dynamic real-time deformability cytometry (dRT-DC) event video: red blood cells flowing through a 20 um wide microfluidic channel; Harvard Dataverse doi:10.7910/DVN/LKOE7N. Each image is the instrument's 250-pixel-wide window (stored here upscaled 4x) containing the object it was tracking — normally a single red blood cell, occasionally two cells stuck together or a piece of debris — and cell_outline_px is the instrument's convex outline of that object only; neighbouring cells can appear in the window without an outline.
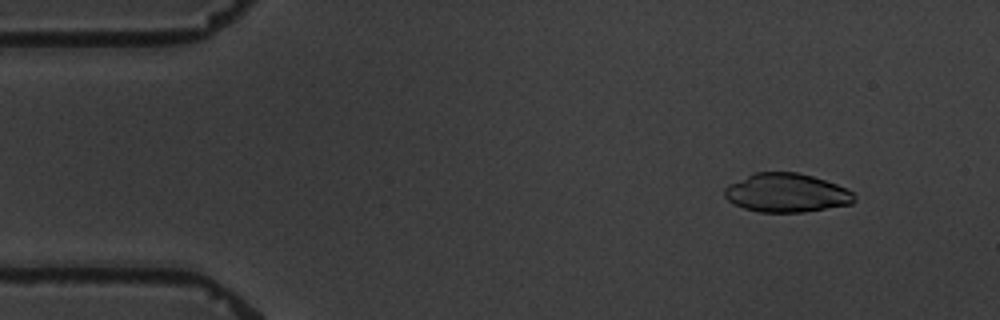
{"species": "common noctule bat (a hibernating species)", "species_latin": "Nyctalus noctula", "temperature_condition": "warm", "stored_images_in_passage": 4, "segment_of_instrument_passage": [2, 2], "camera_frame_rate_fps": 3000, "um_per_image_px": 0.085, "animal": {"sex": "male", "body_mass_g": 19.5, "forearm_length_mm": 54.6}, "frame": {"image": 1, "passage_image": 4, "time_ms": 5.333, "image_size_px": [1000, 320], "cell_outline_px": [[856, 200], [852, 204], [804, 212], [760, 212], [744, 208], [728, 200], [724, 196], [724, 188], [728, 184], [752, 172], [796, 172], [812, 176], [848, 188], [852, 192]], "centroid_in_image_um": [66.84, 16.38], "position_along_channel_um": 18.2, "area_um2": 29.42}}